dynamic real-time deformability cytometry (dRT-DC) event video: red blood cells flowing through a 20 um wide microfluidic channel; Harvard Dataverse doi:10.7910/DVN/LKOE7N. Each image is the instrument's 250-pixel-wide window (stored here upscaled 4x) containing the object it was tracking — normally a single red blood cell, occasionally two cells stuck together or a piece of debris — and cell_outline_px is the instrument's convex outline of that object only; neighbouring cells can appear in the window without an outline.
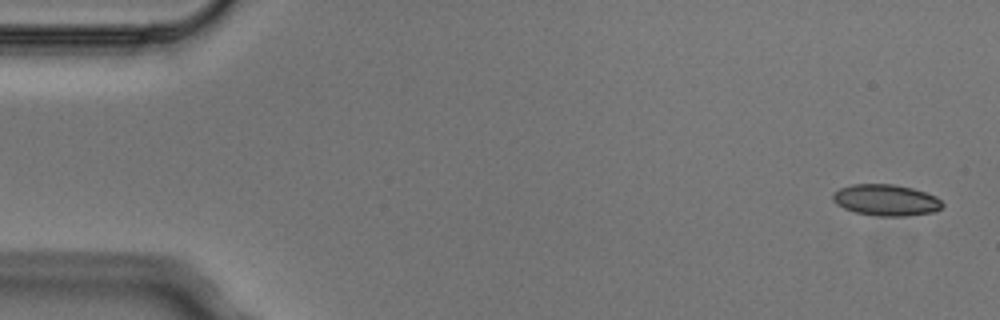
{"species": "Egyptian fruit bat (a non-hibernating species)", "species_latin": "Rousettus aegyptiacus", "temperature_condition": "cold", "stored_images_in_passage": 5, "camera_frame_rate_fps": 3000, "um_per_image_px": 0.085, "animal": {"sex": "male"}, "frame": {"image": 1, "passage_image": 1, "time_ms": 0.0, "image_size_px": [1000, 320], "cell_outline_px": [[944, 204], [940, 208], [932, 212], [904, 216], [876, 216], [856, 212], [844, 208], [836, 204], [832, 200], [832, 192], [840, 188], [852, 184], [892, 184], [912, 188], [936, 196]], "centroid_in_image_um": [75.27, 17.0], "position_along_channel_um": 9.7, "area_um2": 19.94}}
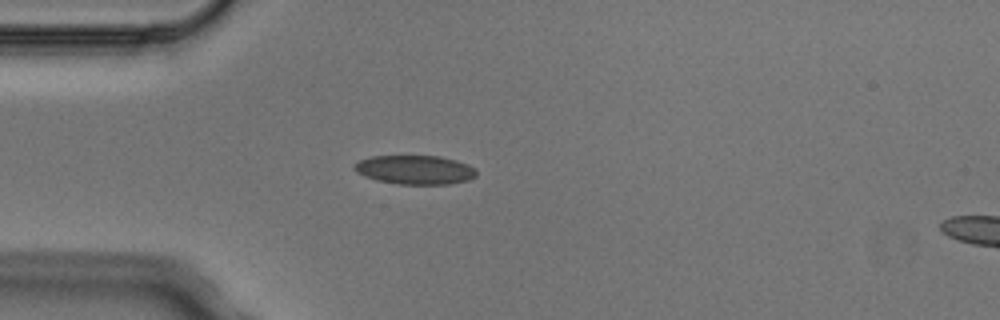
{"frame": {"image": 2, "passage_image": 4, "time_ms": 1.0, "image_size_px": [1000, 320], "cell_outline_px": [[476, 176], [468, 180], [448, 184], [396, 184], [376, 180], [364, 176], [356, 172], [352, 168], [360, 160], [372, 156], [440, 156], [456, 160], [468, 164], [476, 168]], "centroid_in_image_um": [35.28, 14.43], "position_along_channel_um": 49.7, "area_um2": 20.69}}